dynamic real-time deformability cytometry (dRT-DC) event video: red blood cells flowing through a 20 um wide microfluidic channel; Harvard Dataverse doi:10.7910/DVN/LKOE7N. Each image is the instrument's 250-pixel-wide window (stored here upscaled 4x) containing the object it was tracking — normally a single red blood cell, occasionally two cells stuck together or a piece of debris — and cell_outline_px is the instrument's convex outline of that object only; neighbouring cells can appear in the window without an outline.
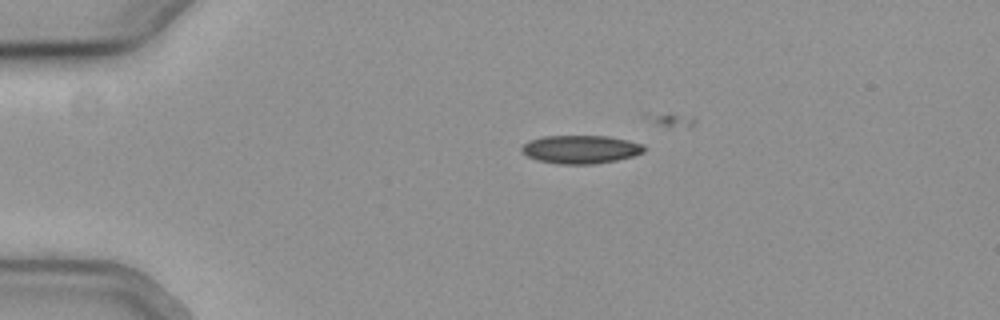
{"species": "common noctule bat (a hibernating species)", "species_latin": "Nyctalus noctula", "temperature_condition": "cold", "stored_images_in_passage": 11, "camera_frame_rate_fps": 3000, "um_per_image_px": 0.085, "animal": {"sex": "female", "body_mass_g": 19.3, "forearm_length_mm": 54.1}, "frame": {"image": 1, "passage_image": 2, "time_ms": 0.333, "image_size_px": [1000, 320], "cell_outline_px": [[644, 152], [632, 156], [616, 160], [596, 164], [556, 164], [536, 160], [528, 156], [520, 148], [528, 140], [544, 136], [608, 136], [628, 140], [644, 144]], "centroid_in_image_um": [49.35, 12.69], "position_along_channel_um": 35.6, "area_um2": 20.23}}
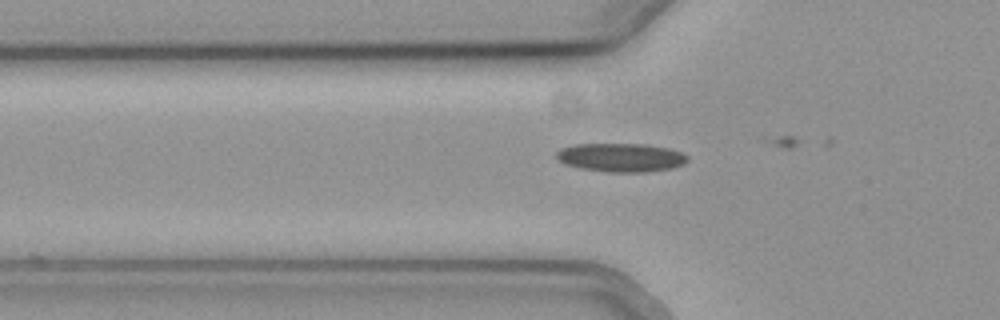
{"frame": {"image": 2, "passage_image": 9, "time_ms": 2.667, "image_size_px": [1000, 320], "cell_outline_px": [[688, 160], [684, 164], [672, 168], [644, 172], [608, 172], [580, 168], [564, 164], [556, 156], [556, 152], [560, 148], [576, 144], [644, 144], [668, 148], [680, 152], [688, 156]], "centroid_in_image_um": [52.77, 13.39], "position_along_channel_um": 73.0, "area_um2": 21.85}}